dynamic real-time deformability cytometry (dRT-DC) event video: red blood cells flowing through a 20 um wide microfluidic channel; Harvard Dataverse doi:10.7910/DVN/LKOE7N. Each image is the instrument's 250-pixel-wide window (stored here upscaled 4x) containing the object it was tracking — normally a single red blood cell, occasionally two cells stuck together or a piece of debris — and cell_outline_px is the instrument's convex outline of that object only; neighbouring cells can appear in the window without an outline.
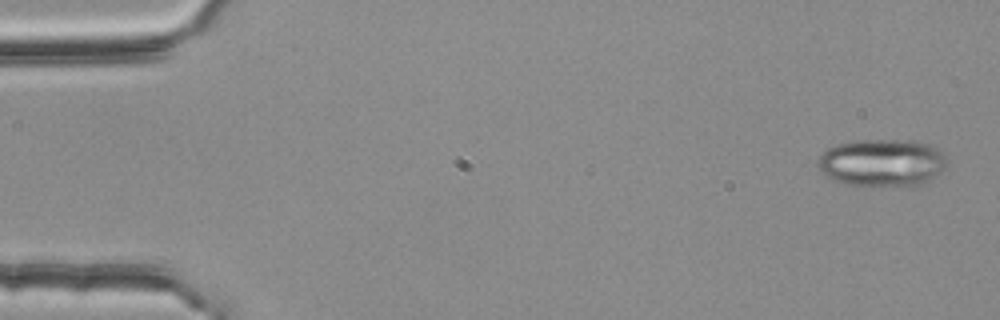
{"species": "common noctule bat (a hibernating species)", "species_latin": "Nyctalus noctula", "temperature_condition": "room temperature", "stored_images_in_passage": 53, "camera_frame_rate_fps": 3000, "um_per_image_px": 0.085, "animal": {"sex": "female", "body_mass_g": 25.1}, "frame": {"image": 1, "passage_image": 1, "time_ms": 0.0, "image_size_px": [1000, 320], "cell_outline_px": [[944, 168], [940, 172], [928, 180], [920, 184], [844, 184], [832, 180], [824, 176], [820, 172], [816, 164], [820, 156], [828, 148], [836, 144], [856, 140], [912, 140], [928, 144], [936, 148], [944, 156]], "centroid_in_image_um": [74.89, 13.8], "position_along_channel_um": 10.1, "area_um2": 35.03}}
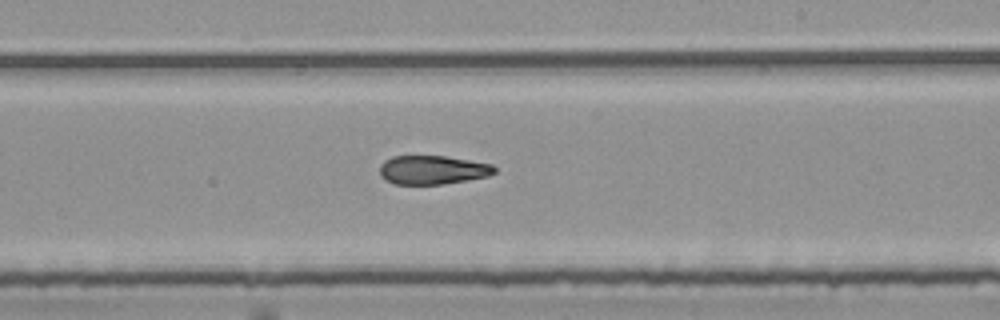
{"frame": {"image": 2, "passage_image": 31, "time_ms": 10.0, "image_size_px": [1000, 320], "cell_outline_px": [[496, 172], [488, 176], [444, 184], [396, 184], [384, 180], [380, 176], [380, 164], [384, 160], [392, 156], [444, 156], [492, 164], [496, 168]], "centroid_in_image_um": [36.74, 14.44], "position_along_channel_um": 252.3, "area_um2": 19.31}}
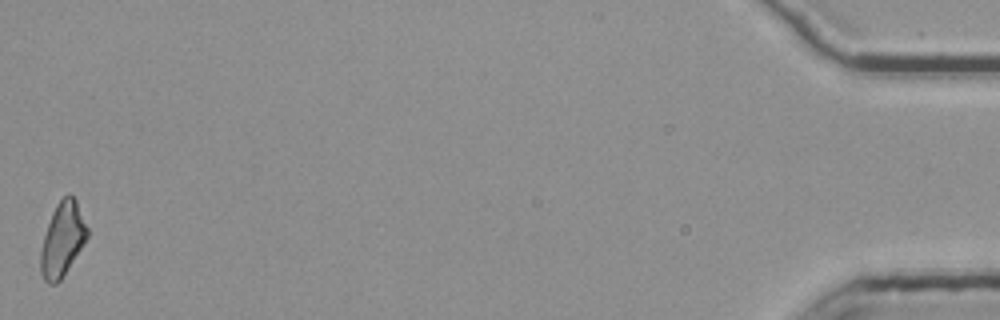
{"frame": {"image": 3, "passage_image": 53, "time_ms": 17.333, "image_size_px": [1000, 320], "cell_outline_px": [[88, 236], [84, 244], [60, 280], [56, 284], [48, 284], [44, 280], [40, 272], [40, 252], [44, 236], [52, 212], [56, 204], [68, 192], [76, 200], [88, 228]], "centroid_in_image_um": [5.3, 20.35], "position_along_channel_um": 429.9, "area_um2": 20.0}, "authors_computed_cell_mechanics": {"area_um2": 20.5768, "velocity_mm_per_s": 3.7984, "shape_relaxation_time_tau1_ms": 8.114, "shape_relaxation_time_tau2_ms": 4.8879, "deformation_change_tau1": 0.219, "deformation_change_tau2": 0.1466}}